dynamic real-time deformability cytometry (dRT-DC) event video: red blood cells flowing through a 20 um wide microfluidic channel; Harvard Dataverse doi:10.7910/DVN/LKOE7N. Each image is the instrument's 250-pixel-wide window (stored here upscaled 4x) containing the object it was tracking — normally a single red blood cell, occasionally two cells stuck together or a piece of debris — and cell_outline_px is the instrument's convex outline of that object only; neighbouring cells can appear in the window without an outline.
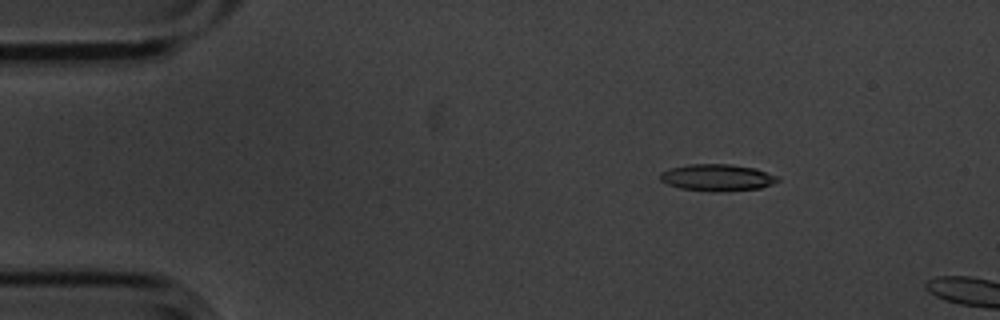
{"species": "common noctule bat (a hibernating species)", "species_latin": "Nyctalus noctula", "temperature_condition": "cold", "stored_images_in_passage": 11, "camera_frame_rate_fps": 3000, "um_per_image_px": 0.085, "animal": {"sex": "male", "body_mass_g": 20.1, "forearm_length_mm": 53.5}, "frame": {"image": 1, "passage_image": 8, "time_ms": 2.333, "image_size_px": [1000, 320], "cell_outline_px": [[780, 180], [772, 184], [760, 188], [720, 192], [680, 188], [668, 184], [660, 180], [660, 172], [672, 168], [688, 164], [728, 164], [756, 168], [776, 176]], "centroid_in_image_um": [60.96, 15.09], "position_along_channel_um": 24.0, "area_um2": 18.21}}